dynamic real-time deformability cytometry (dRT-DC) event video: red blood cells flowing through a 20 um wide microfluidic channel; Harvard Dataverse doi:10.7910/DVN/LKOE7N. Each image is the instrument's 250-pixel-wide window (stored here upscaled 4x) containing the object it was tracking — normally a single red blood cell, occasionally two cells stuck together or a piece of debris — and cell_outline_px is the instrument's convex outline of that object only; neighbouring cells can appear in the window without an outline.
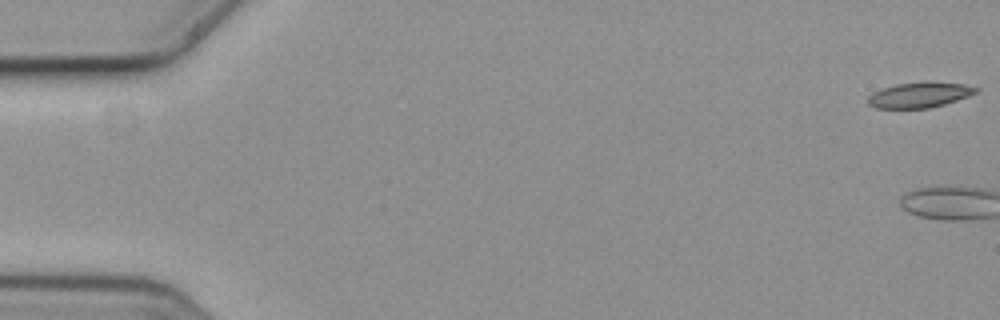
{"species": "common noctule bat (a hibernating species)", "species_latin": "Nyctalus noctula", "temperature_condition": "cold", "stored_images_in_passage": 10, "camera_frame_rate_fps": 3000, "um_per_image_px": 0.085, "animal": {"sex": "female", "body_mass_g": 19.3, "forearm_length_mm": 54.1}, "frame": {"image": 1, "passage_image": 1, "time_ms": 0.0, "image_size_px": [1000, 320], "cell_outline_px": [[980, 88], [976, 92], [968, 96], [944, 104], [928, 108], [876, 108], [868, 104], [868, 96], [872, 92], [896, 84], [928, 80], [964, 84]], "centroid_in_image_um": [78.16, 8.04], "position_along_channel_um": 6.8, "area_um2": 16.13}}
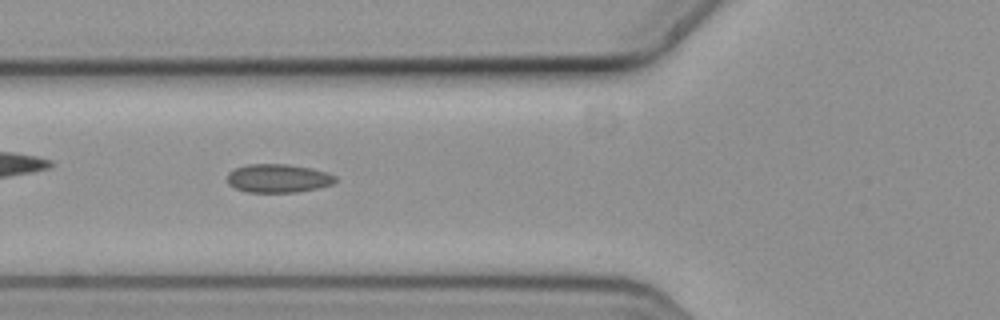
{"frame": {"image": 2, "passage_image": 7, "time_ms": 2.0, "image_size_px": [1000, 320], "cell_outline_px": [[336, 180], [332, 184], [316, 188], [296, 192], [248, 192], [236, 188], [228, 184], [228, 172], [236, 168], [248, 164], [288, 164], [312, 168], [328, 172], [336, 176]], "centroid_in_image_um": [23.65, 15.15], "position_along_channel_um": 102.1, "area_um2": 17.92}}
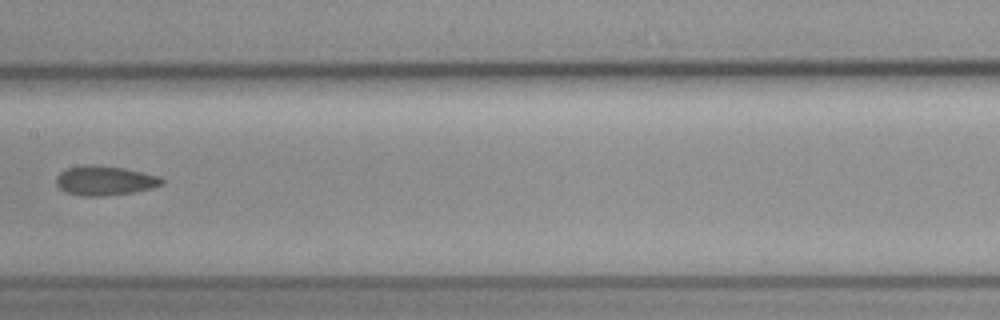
{"frame": {"image": 3, "passage_image": 9, "time_ms": 2.667, "image_size_px": [1000, 320], "cell_outline_px": [[164, 184], [152, 188], [132, 192], [104, 196], [80, 196], [68, 192], [60, 188], [56, 184], [56, 176], [60, 172], [68, 168], [88, 164], [124, 168], [160, 176], [164, 180]], "centroid_in_image_um": [8.92, 15.35], "position_along_channel_um": 198.5, "area_um2": 18.09}}